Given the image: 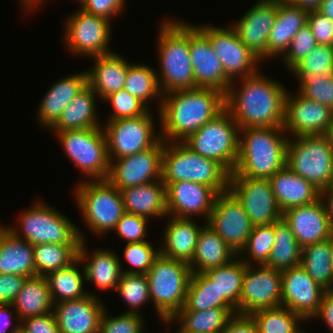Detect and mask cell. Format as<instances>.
Segmentation results:
<instances>
[{"mask_svg":"<svg viewBox=\"0 0 333 333\" xmlns=\"http://www.w3.org/2000/svg\"><path fill=\"white\" fill-rule=\"evenodd\" d=\"M160 255V249L155 250L148 241L127 243L124 249V258L134 268L122 270L123 273L147 274Z\"/></svg>","mask_w":333,"mask_h":333,"instance_id":"681fc988","label":"cell"},{"mask_svg":"<svg viewBox=\"0 0 333 333\" xmlns=\"http://www.w3.org/2000/svg\"><path fill=\"white\" fill-rule=\"evenodd\" d=\"M274 233V245L268 261L264 265L281 272L300 266L302 248L299 246L290 226L283 218L274 222Z\"/></svg>","mask_w":333,"mask_h":333,"instance_id":"f35d334b","label":"cell"},{"mask_svg":"<svg viewBox=\"0 0 333 333\" xmlns=\"http://www.w3.org/2000/svg\"><path fill=\"white\" fill-rule=\"evenodd\" d=\"M241 80L239 91L232 82L225 93V109L239 129L283 127L288 90L260 72Z\"/></svg>","mask_w":333,"mask_h":333,"instance_id":"6da1fadb","label":"cell"},{"mask_svg":"<svg viewBox=\"0 0 333 333\" xmlns=\"http://www.w3.org/2000/svg\"><path fill=\"white\" fill-rule=\"evenodd\" d=\"M318 11L333 21V0H323Z\"/></svg>","mask_w":333,"mask_h":333,"instance_id":"003e7915","label":"cell"},{"mask_svg":"<svg viewBox=\"0 0 333 333\" xmlns=\"http://www.w3.org/2000/svg\"><path fill=\"white\" fill-rule=\"evenodd\" d=\"M209 39L214 53L218 56L226 77L236 83L237 76L241 78L258 72L261 62L240 40L236 30L210 25L197 26Z\"/></svg>","mask_w":333,"mask_h":333,"instance_id":"5bb4252c","label":"cell"},{"mask_svg":"<svg viewBox=\"0 0 333 333\" xmlns=\"http://www.w3.org/2000/svg\"><path fill=\"white\" fill-rule=\"evenodd\" d=\"M125 2V0H83L80 8L89 14L110 21L113 16L122 13Z\"/></svg>","mask_w":333,"mask_h":333,"instance_id":"6f0895ef","label":"cell"},{"mask_svg":"<svg viewBox=\"0 0 333 333\" xmlns=\"http://www.w3.org/2000/svg\"><path fill=\"white\" fill-rule=\"evenodd\" d=\"M68 158L89 180H107L110 161L103 128H84L55 132ZM88 175V176H87Z\"/></svg>","mask_w":333,"mask_h":333,"instance_id":"8fae6325","label":"cell"},{"mask_svg":"<svg viewBox=\"0 0 333 333\" xmlns=\"http://www.w3.org/2000/svg\"><path fill=\"white\" fill-rule=\"evenodd\" d=\"M229 176L230 173L220 163L193 152L183 142L165 141L161 175L164 183H201L218 194L228 191Z\"/></svg>","mask_w":333,"mask_h":333,"instance_id":"5b68a950","label":"cell"},{"mask_svg":"<svg viewBox=\"0 0 333 333\" xmlns=\"http://www.w3.org/2000/svg\"><path fill=\"white\" fill-rule=\"evenodd\" d=\"M241 257H235L226 265L202 272L215 286L218 295L238 314L243 276L246 270V264L241 260Z\"/></svg>","mask_w":333,"mask_h":333,"instance_id":"74e56055","label":"cell"},{"mask_svg":"<svg viewBox=\"0 0 333 333\" xmlns=\"http://www.w3.org/2000/svg\"><path fill=\"white\" fill-rule=\"evenodd\" d=\"M269 180L276 202L282 212L291 207L308 205L320 198L321 191L287 165Z\"/></svg>","mask_w":333,"mask_h":333,"instance_id":"4316f807","label":"cell"},{"mask_svg":"<svg viewBox=\"0 0 333 333\" xmlns=\"http://www.w3.org/2000/svg\"><path fill=\"white\" fill-rule=\"evenodd\" d=\"M289 94L287 91L283 123L289 138L326 135L333 119V110L307 99L299 92L294 97Z\"/></svg>","mask_w":333,"mask_h":333,"instance_id":"d6986e66","label":"cell"},{"mask_svg":"<svg viewBox=\"0 0 333 333\" xmlns=\"http://www.w3.org/2000/svg\"><path fill=\"white\" fill-rule=\"evenodd\" d=\"M300 266L326 291H333L330 239L302 248Z\"/></svg>","mask_w":333,"mask_h":333,"instance_id":"60d3db41","label":"cell"},{"mask_svg":"<svg viewBox=\"0 0 333 333\" xmlns=\"http://www.w3.org/2000/svg\"><path fill=\"white\" fill-rule=\"evenodd\" d=\"M87 249L85 240L81 241L78 248V258L81 261L80 264L84 265L86 281L94 282L99 289H116L123 275L121 260L108 249H99L92 255L88 254Z\"/></svg>","mask_w":333,"mask_h":333,"instance_id":"f1b7e54d","label":"cell"},{"mask_svg":"<svg viewBox=\"0 0 333 333\" xmlns=\"http://www.w3.org/2000/svg\"><path fill=\"white\" fill-rule=\"evenodd\" d=\"M235 257L237 255L233 250L205 221L193 258L188 264L192 273H202L207 269L226 265Z\"/></svg>","mask_w":333,"mask_h":333,"instance_id":"836d02e7","label":"cell"},{"mask_svg":"<svg viewBox=\"0 0 333 333\" xmlns=\"http://www.w3.org/2000/svg\"><path fill=\"white\" fill-rule=\"evenodd\" d=\"M275 241L274 223L270 225L254 226L248 238V242L244 249L240 252V256L244 253L250 258H241L246 264L250 265L253 260L257 265H264L269 258L270 252ZM249 259V260H248Z\"/></svg>","mask_w":333,"mask_h":333,"instance_id":"7dc6e473","label":"cell"},{"mask_svg":"<svg viewBox=\"0 0 333 333\" xmlns=\"http://www.w3.org/2000/svg\"><path fill=\"white\" fill-rule=\"evenodd\" d=\"M11 308H14L11 304H0V333H17L20 330L21 322L10 329V332L7 331L12 323V314L9 312L12 311Z\"/></svg>","mask_w":333,"mask_h":333,"instance_id":"be15d7a7","label":"cell"},{"mask_svg":"<svg viewBox=\"0 0 333 333\" xmlns=\"http://www.w3.org/2000/svg\"><path fill=\"white\" fill-rule=\"evenodd\" d=\"M20 329L25 333H59L54 312L20 320Z\"/></svg>","mask_w":333,"mask_h":333,"instance_id":"680465c9","label":"cell"},{"mask_svg":"<svg viewBox=\"0 0 333 333\" xmlns=\"http://www.w3.org/2000/svg\"><path fill=\"white\" fill-rule=\"evenodd\" d=\"M79 244L33 245L36 275L47 276L49 273L69 266L78 258Z\"/></svg>","mask_w":333,"mask_h":333,"instance_id":"b9f144b4","label":"cell"},{"mask_svg":"<svg viewBox=\"0 0 333 333\" xmlns=\"http://www.w3.org/2000/svg\"><path fill=\"white\" fill-rule=\"evenodd\" d=\"M292 139L287 142L286 165L320 191L325 190L333 174V147L329 139L326 135Z\"/></svg>","mask_w":333,"mask_h":333,"instance_id":"30bf717a","label":"cell"},{"mask_svg":"<svg viewBox=\"0 0 333 333\" xmlns=\"http://www.w3.org/2000/svg\"><path fill=\"white\" fill-rule=\"evenodd\" d=\"M110 25L109 20L80 8L66 21L64 39L67 47L73 55L75 53L92 58L112 53L108 47L112 34Z\"/></svg>","mask_w":333,"mask_h":333,"instance_id":"9a60e30c","label":"cell"},{"mask_svg":"<svg viewBox=\"0 0 333 333\" xmlns=\"http://www.w3.org/2000/svg\"><path fill=\"white\" fill-rule=\"evenodd\" d=\"M183 307L194 311L231 308L203 273H192Z\"/></svg>","mask_w":333,"mask_h":333,"instance_id":"f6af8a7d","label":"cell"},{"mask_svg":"<svg viewBox=\"0 0 333 333\" xmlns=\"http://www.w3.org/2000/svg\"><path fill=\"white\" fill-rule=\"evenodd\" d=\"M239 154L235 169L253 179H270L286 166L288 135L283 127L244 128L239 130Z\"/></svg>","mask_w":333,"mask_h":333,"instance_id":"3957f363","label":"cell"},{"mask_svg":"<svg viewBox=\"0 0 333 333\" xmlns=\"http://www.w3.org/2000/svg\"><path fill=\"white\" fill-rule=\"evenodd\" d=\"M297 92L333 110V76L322 77L318 74Z\"/></svg>","mask_w":333,"mask_h":333,"instance_id":"db71d44e","label":"cell"},{"mask_svg":"<svg viewBox=\"0 0 333 333\" xmlns=\"http://www.w3.org/2000/svg\"><path fill=\"white\" fill-rule=\"evenodd\" d=\"M101 299L89 294L80 299L54 303L59 333H98L104 310Z\"/></svg>","mask_w":333,"mask_h":333,"instance_id":"d4e9b609","label":"cell"},{"mask_svg":"<svg viewBox=\"0 0 333 333\" xmlns=\"http://www.w3.org/2000/svg\"><path fill=\"white\" fill-rule=\"evenodd\" d=\"M282 218L290 226L301 248L326 241L333 236V228L321 197L308 205L285 210Z\"/></svg>","mask_w":333,"mask_h":333,"instance_id":"603a6c76","label":"cell"},{"mask_svg":"<svg viewBox=\"0 0 333 333\" xmlns=\"http://www.w3.org/2000/svg\"><path fill=\"white\" fill-rule=\"evenodd\" d=\"M320 197H321V199H322V201L325 205V209H326V213L328 215V219L330 220L331 226L333 228V194L328 193L326 190H322L320 192Z\"/></svg>","mask_w":333,"mask_h":333,"instance_id":"e7e4bbea","label":"cell"},{"mask_svg":"<svg viewBox=\"0 0 333 333\" xmlns=\"http://www.w3.org/2000/svg\"><path fill=\"white\" fill-rule=\"evenodd\" d=\"M164 184L168 217L191 218L194 215H204L206 222L208 221L217 196L210 186L191 181Z\"/></svg>","mask_w":333,"mask_h":333,"instance_id":"7402d4cb","label":"cell"},{"mask_svg":"<svg viewBox=\"0 0 333 333\" xmlns=\"http://www.w3.org/2000/svg\"><path fill=\"white\" fill-rule=\"evenodd\" d=\"M318 45L308 24L304 25L291 40L288 51L282 57L288 70H292Z\"/></svg>","mask_w":333,"mask_h":333,"instance_id":"816d5d0a","label":"cell"},{"mask_svg":"<svg viewBox=\"0 0 333 333\" xmlns=\"http://www.w3.org/2000/svg\"><path fill=\"white\" fill-rule=\"evenodd\" d=\"M96 93L87 85L65 107L57 122L51 127L55 132L102 127L96 118Z\"/></svg>","mask_w":333,"mask_h":333,"instance_id":"8d00e7d4","label":"cell"},{"mask_svg":"<svg viewBox=\"0 0 333 333\" xmlns=\"http://www.w3.org/2000/svg\"><path fill=\"white\" fill-rule=\"evenodd\" d=\"M328 193H332L333 194V174L331 176V180L330 183L328 185V187L325 189Z\"/></svg>","mask_w":333,"mask_h":333,"instance_id":"2644e50d","label":"cell"},{"mask_svg":"<svg viewBox=\"0 0 333 333\" xmlns=\"http://www.w3.org/2000/svg\"><path fill=\"white\" fill-rule=\"evenodd\" d=\"M291 72L299 80L298 91L318 74L333 76V46L317 45Z\"/></svg>","mask_w":333,"mask_h":333,"instance_id":"bcb514c9","label":"cell"},{"mask_svg":"<svg viewBox=\"0 0 333 333\" xmlns=\"http://www.w3.org/2000/svg\"><path fill=\"white\" fill-rule=\"evenodd\" d=\"M96 58V59H95ZM94 66L87 70L88 85L104 100L110 94L124 89L128 63L122 55L114 51L107 55L94 57Z\"/></svg>","mask_w":333,"mask_h":333,"instance_id":"4dcf8cb0","label":"cell"},{"mask_svg":"<svg viewBox=\"0 0 333 333\" xmlns=\"http://www.w3.org/2000/svg\"><path fill=\"white\" fill-rule=\"evenodd\" d=\"M207 224L237 256L246 246L254 227L241 203L229 190L217 194Z\"/></svg>","mask_w":333,"mask_h":333,"instance_id":"2e32d148","label":"cell"},{"mask_svg":"<svg viewBox=\"0 0 333 333\" xmlns=\"http://www.w3.org/2000/svg\"><path fill=\"white\" fill-rule=\"evenodd\" d=\"M88 85L87 70L68 75L52 85L40 102L37 111L40 124L50 129L59 119L65 107Z\"/></svg>","mask_w":333,"mask_h":333,"instance_id":"484cf974","label":"cell"},{"mask_svg":"<svg viewBox=\"0 0 333 333\" xmlns=\"http://www.w3.org/2000/svg\"><path fill=\"white\" fill-rule=\"evenodd\" d=\"M228 190L241 203L253 226L270 225L282 219L269 179L230 174Z\"/></svg>","mask_w":333,"mask_h":333,"instance_id":"4fadbf2b","label":"cell"},{"mask_svg":"<svg viewBox=\"0 0 333 333\" xmlns=\"http://www.w3.org/2000/svg\"><path fill=\"white\" fill-rule=\"evenodd\" d=\"M330 245H331V257H332V265H333V236L330 238Z\"/></svg>","mask_w":333,"mask_h":333,"instance_id":"8c879c8a","label":"cell"},{"mask_svg":"<svg viewBox=\"0 0 333 333\" xmlns=\"http://www.w3.org/2000/svg\"><path fill=\"white\" fill-rule=\"evenodd\" d=\"M40 1L43 2L44 0H40ZM82 1H83V0H78V2H80V3H81Z\"/></svg>","mask_w":333,"mask_h":333,"instance_id":"34e18365","label":"cell"},{"mask_svg":"<svg viewBox=\"0 0 333 333\" xmlns=\"http://www.w3.org/2000/svg\"><path fill=\"white\" fill-rule=\"evenodd\" d=\"M221 333H258L257 325L250 314H234Z\"/></svg>","mask_w":333,"mask_h":333,"instance_id":"94428289","label":"cell"},{"mask_svg":"<svg viewBox=\"0 0 333 333\" xmlns=\"http://www.w3.org/2000/svg\"><path fill=\"white\" fill-rule=\"evenodd\" d=\"M104 101L109 102L113 107V111L107 121L141 116L149 110L142 101L131 95L125 89L110 94Z\"/></svg>","mask_w":333,"mask_h":333,"instance_id":"f907efd6","label":"cell"},{"mask_svg":"<svg viewBox=\"0 0 333 333\" xmlns=\"http://www.w3.org/2000/svg\"><path fill=\"white\" fill-rule=\"evenodd\" d=\"M11 305L18 314L17 320L53 312L54 304L46 277H28Z\"/></svg>","mask_w":333,"mask_h":333,"instance_id":"e575fe53","label":"cell"},{"mask_svg":"<svg viewBox=\"0 0 333 333\" xmlns=\"http://www.w3.org/2000/svg\"><path fill=\"white\" fill-rule=\"evenodd\" d=\"M116 291L130 307L128 313H139V309L150 299L149 282L146 274L123 273Z\"/></svg>","mask_w":333,"mask_h":333,"instance_id":"c3c4849f","label":"cell"},{"mask_svg":"<svg viewBox=\"0 0 333 333\" xmlns=\"http://www.w3.org/2000/svg\"><path fill=\"white\" fill-rule=\"evenodd\" d=\"M281 274V306L290 309L304 320L312 319L320 308L326 290L317 284L301 266L284 270Z\"/></svg>","mask_w":333,"mask_h":333,"instance_id":"ffe728a7","label":"cell"},{"mask_svg":"<svg viewBox=\"0 0 333 333\" xmlns=\"http://www.w3.org/2000/svg\"><path fill=\"white\" fill-rule=\"evenodd\" d=\"M239 126L224 109L182 141L193 152L220 163L230 174L239 154Z\"/></svg>","mask_w":333,"mask_h":333,"instance_id":"ba28073f","label":"cell"},{"mask_svg":"<svg viewBox=\"0 0 333 333\" xmlns=\"http://www.w3.org/2000/svg\"><path fill=\"white\" fill-rule=\"evenodd\" d=\"M277 16V1L258 0L236 23L242 43L261 61L268 59V38Z\"/></svg>","mask_w":333,"mask_h":333,"instance_id":"44dd1931","label":"cell"},{"mask_svg":"<svg viewBox=\"0 0 333 333\" xmlns=\"http://www.w3.org/2000/svg\"><path fill=\"white\" fill-rule=\"evenodd\" d=\"M26 279L22 275L0 274V304H12Z\"/></svg>","mask_w":333,"mask_h":333,"instance_id":"91938a15","label":"cell"},{"mask_svg":"<svg viewBox=\"0 0 333 333\" xmlns=\"http://www.w3.org/2000/svg\"><path fill=\"white\" fill-rule=\"evenodd\" d=\"M44 202H35L20 216V232L16 227H6L14 236L32 245L80 244L84 235L67 217ZM22 233V234H21ZM24 237V238H23Z\"/></svg>","mask_w":333,"mask_h":333,"instance_id":"9c48e42d","label":"cell"},{"mask_svg":"<svg viewBox=\"0 0 333 333\" xmlns=\"http://www.w3.org/2000/svg\"><path fill=\"white\" fill-rule=\"evenodd\" d=\"M158 35L161 93L195 88L190 57V23L182 20H163Z\"/></svg>","mask_w":333,"mask_h":333,"instance_id":"277c9868","label":"cell"},{"mask_svg":"<svg viewBox=\"0 0 333 333\" xmlns=\"http://www.w3.org/2000/svg\"><path fill=\"white\" fill-rule=\"evenodd\" d=\"M268 1H284V0H268Z\"/></svg>","mask_w":333,"mask_h":333,"instance_id":"11e5206c","label":"cell"},{"mask_svg":"<svg viewBox=\"0 0 333 333\" xmlns=\"http://www.w3.org/2000/svg\"><path fill=\"white\" fill-rule=\"evenodd\" d=\"M79 263L81 261L77 258L69 266L53 271L45 276L48 281L53 304L80 299L90 294L85 292L83 288L85 272L84 268H82V272L79 271V267H77Z\"/></svg>","mask_w":333,"mask_h":333,"instance_id":"ab89813d","label":"cell"},{"mask_svg":"<svg viewBox=\"0 0 333 333\" xmlns=\"http://www.w3.org/2000/svg\"><path fill=\"white\" fill-rule=\"evenodd\" d=\"M190 57L195 87L214 88L225 94L232 82L226 77L208 37L192 24H190Z\"/></svg>","mask_w":333,"mask_h":333,"instance_id":"cb8c5ba5","label":"cell"},{"mask_svg":"<svg viewBox=\"0 0 333 333\" xmlns=\"http://www.w3.org/2000/svg\"><path fill=\"white\" fill-rule=\"evenodd\" d=\"M172 218V220H171ZM163 232L160 254L189 263L194 255L201 226L191 218L171 217Z\"/></svg>","mask_w":333,"mask_h":333,"instance_id":"1f68e13d","label":"cell"},{"mask_svg":"<svg viewBox=\"0 0 333 333\" xmlns=\"http://www.w3.org/2000/svg\"><path fill=\"white\" fill-rule=\"evenodd\" d=\"M250 315L258 333H305L298 327L304 319L284 306L260 309Z\"/></svg>","mask_w":333,"mask_h":333,"instance_id":"ee69618b","label":"cell"},{"mask_svg":"<svg viewBox=\"0 0 333 333\" xmlns=\"http://www.w3.org/2000/svg\"><path fill=\"white\" fill-rule=\"evenodd\" d=\"M148 218L139 215L125 213L117 222L114 229L127 243L146 241Z\"/></svg>","mask_w":333,"mask_h":333,"instance_id":"11a10c76","label":"cell"},{"mask_svg":"<svg viewBox=\"0 0 333 333\" xmlns=\"http://www.w3.org/2000/svg\"><path fill=\"white\" fill-rule=\"evenodd\" d=\"M20 2H23V7L27 8L26 11L36 8V6L38 7L39 3H41L40 0H20Z\"/></svg>","mask_w":333,"mask_h":333,"instance_id":"a7ac6f4b","label":"cell"},{"mask_svg":"<svg viewBox=\"0 0 333 333\" xmlns=\"http://www.w3.org/2000/svg\"><path fill=\"white\" fill-rule=\"evenodd\" d=\"M120 191L125 213L145 218L168 216L166 187L162 179Z\"/></svg>","mask_w":333,"mask_h":333,"instance_id":"f546056e","label":"cell"},{"mask_svg":"<svg viewBox=\"0 0 333 333\" xmlns=\"http://www.w3.org/2000/svg\"><path fill=\"white\" fill-rule=\"evenodd\" d=\"M164 144L161 139L152 148L110 161L107 180L119 190L160 180Z\"/></svg>","mask_w":333,"mask_h":333,"instance_id":"e0dca14e","label":"cell"},{"mask_svg":"<svg viewBox=\"0 0 333 333\" xmlns=\"http://www.w3.org/2000/svg\"><path fill=\"white\" fill-rule=\"evenodd\" d=\"M124 89L138 98L146 106L148 101L152 102L154 97L159 96L158 111L162 103V93L159 88L157 72L145 64H131L128 67ZM161 95V96H160ZM152 101H151V100Z\"/></svg>","mask_w":333,"mask_h":333,"instance_id":"7bdbcfd3","label":"cell"},{"mask_svg":"<svg viewBox=\"0 0 333 333\" xmlns=\"http://www.w3.org/2000/svg\"><path fill=\"white\" fill-rule=\"evenodd\" d=\"M158 134L166 142H182L225 109V94L208 87L172 90L162 95Z\"/></svg>","mask_w":333,"mask_h":333,"instance_id":"7a4b0ae2","label":"cell"},{"mask_svg":"<svg viewBox=\"0 0 333 333\" xmlns=\"http://www.w3.org/2000/svg\"><path fill=\"white\" fill-rule=\"evenodd\" d=\"M146 275L156 313L160 320H170L185 304L191 267L187 262L160 254Z\"/></svg>","mask_w":333,"mask_h":333,"instance_id":"8992f818","label":"cell"},{"mask_svg":"<svg viewBox=\"0 0 333 333\" xmlns=\"http://www.w3.org/2000/svg\"><path fill=\"white\" fill-rule=\"evenodd\" d=\"M292 4L308 11L318 10L323 0H289Z\"/></svg>","mask_w":333,"mask_h":333,"instance_id":"03108f58","label":"cell"},{"mask_svg":"<svg viewBox=\"0 0 333 333\" xmlns=\"http://www.w3.org/2000/svg\"><path fill=\"white\" fill-rule=\"evenodd\" d=\"M150 113L148 110L141 116L107 121L103 131L109 161L152 148L161 140V135L154 134L155 122Z\"/></svg>","mask_w":333,"mask_h":333,"instance_id":"7c38bea8","label":"cell"},{"mask_svg":"<svg viewBox=\"0 0 333 333\" xmlns=\"http://www.w3.org/2000/svg\"><path fill=\"white\" fill-rule=\"evenodd\" d=\"M321 317L326 326L333 332V291H326L322 297L320 308L314 316Z\"/></svg>","mask_w":333,"mask_h":333,"instance_id":"6125c7cd","label":"cell"},{"mask_svg":"<svg viewBox=\"0 0 333 333\" xmlns=\"http://www.w3.org/2000/svg\"><path fill=\"white\" fill-rule=\"evenodd\" d=\"M234 314L236 312L232 308L194 311L182 307L170 320H162V322L171 324L174 320L180 321L177 332L221 333Z\"/></svg>","mask_w":333,"mask_h":333,"instance_id":"d590c367","label":"cell"},{"mask_svg":"<svg viewBox=\"0 0 333 333\" xmlns=\"http://www.w3.org/2000/svg\"><path fill=\"white\" fill-rule=\"evenodd\" d=\"M105 309L100 321V333H142L144 322L141 314L127 311L111 317ZM143 329V330H142Z\"/></svg>","mask_w":333,"mask_h":333,"instance_id":"f5cc1de1","label":"cell"},{"mask_svg":"<svg viewBox=\"0 0 333 333\" xmlns=\"http://www.w3.org/2000/svg\"><path fill=\"white\" fill-rule=\"evenodd\" d=\"M17 333H25V332H23V331L20 329Z\"/></svg>","mask_w":333,"mask_h":333,"instance_id":"753ad0ef","label":"cell"},{"mask_svg":"<svg viewBox=\"0 0 333 333\" xmlns=\"http://www.w3.org/2000/svg\"><path fill=\"white\" fill-rule=\"evenodd\" d=\"M308 12L289 0L277 1V16L268 38V58L285 55L295 34L307 24Z\"/></svg>","mask_w":333,"mask_h":333,"instance_id":"83f0119b","label":"cell"},{"mask_svg":"<svg viewBox=\"0 0 333 333\" xmlns=\"http://www.w3.org/2000/svg\"><path fill=\"white\" fill-rule=\"evenodd\" d=\"M0 274L36 276L33 245L0 226Z\"/></svg>","mask_w":333,"mask_h":333,"instance_id":"d6a6232c","label":"cell"},{"mask_svg":"<svg viewBox=\"0 0 333 333\" xmlns=\"http://www.w3.org/2000/svg\"><path fill=\"white\" fill-rule=\"evenodd\" d=\"M80 182L75 198L87 226L99 235L114 230L125 214L121 191L108 180Z\"/></svg>","mask_w":333,"mask_h":333,"instance_id":"52a82bcc","label":"cell"},{"mask_svg":"<svg viewBox=\"0 0 333 333\" xmlns=\"http://www.w3.org/2000/svg\"><path fill=\"white\" fill-rule=\"evenodd\" d=\"M282 274L266 265H246L243 276L242 293L239 302V314H251L254 311L281 306Z\"/></svg>","mask_w":333,"mask_h":333,"instance_id":"ac0fdd59","label":"cell"},{"mask_svg":"<svg viewBox=\"0 0 333 333\" xmlns=\"http://www.w3.org/2000/svg\"><path fill=\"white\" fill-rule=\"evenodd\" d=\"M326 136L329 139V141H330V143L333 147V119H332V122L329 126V129H328L327 133H326Z\"/></svg>","mask_w":333,"mask_h":333,"instance_id":"89a4df30","label":"cell"},{"mask_svg":"<svg viewBox=\"0 0 333 333\" xmlns=\"http://www.w3.org/2000/svg\"><path fill=\"white\" fill-rule=\"evenodd\" d=\"M307 24L318 45L333 46V21L318 10L308 12Z\"/></svg>","mask_w":333,"mask_h":333,"instance_id":"9f6ffc18","label":"cell"}]
</instances>
